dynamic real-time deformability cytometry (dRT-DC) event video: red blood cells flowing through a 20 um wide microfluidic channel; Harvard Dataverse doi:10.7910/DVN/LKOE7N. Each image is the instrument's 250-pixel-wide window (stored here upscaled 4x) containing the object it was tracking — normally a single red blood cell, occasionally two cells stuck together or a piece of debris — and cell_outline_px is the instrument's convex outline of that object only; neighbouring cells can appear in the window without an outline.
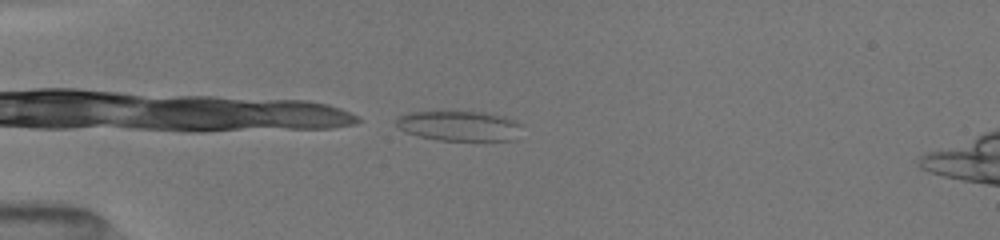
{"species": "common noctule bat (a hibernating species)", "species_latin": "Nyctalus noctula", "temperature_condition": "room temperature", "stored_images_in_passage": 2, "camera_frame_rate_fps": 3000, "um_per_image_px": 0.085, "animal": {"sex": "female", "body_mass_g": 19.5, "forearm_length_mm": 54.1}, "frame": {"image": 1, "passage_image": 1, "time_ms": 0.0, "image_size_px": [1000, 240], "cell_outline_px": [[516, 124], [512, 140], [436, 140], [404, 132], [396, 124], [396, 120], [400, 116], [408, 112], [488, 112], [504, 116], [512, 120]], "centroid_in_image_um": [38.9, 10.69], "position_along_channel_um": 46.1, "area_um2": 21.27}}